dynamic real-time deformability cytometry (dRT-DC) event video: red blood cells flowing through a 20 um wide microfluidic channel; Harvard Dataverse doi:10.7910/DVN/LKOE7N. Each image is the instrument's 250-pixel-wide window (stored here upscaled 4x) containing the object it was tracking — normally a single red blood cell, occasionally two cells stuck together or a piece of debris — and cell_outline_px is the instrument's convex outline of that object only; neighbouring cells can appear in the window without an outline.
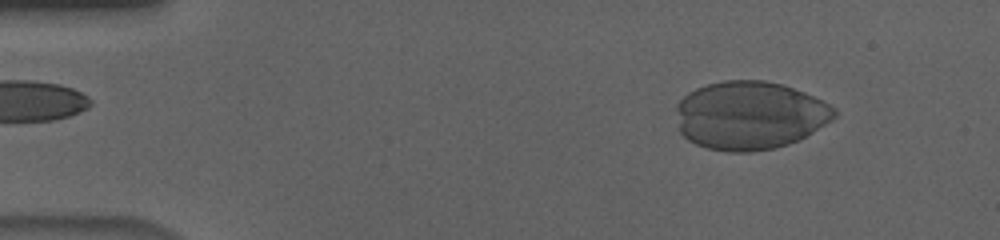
{"species": "human", "species_latin": "Homo sapiens", "temperature_condition": "cold", "stored_images_in_passage": 48, "camera_frame_rate_fps": 3000, "um_per_image_px": 0.085, "donor": {"sex": "male"}, "frame": {"image": 1, "passage_image": 6, "time_ms": 1.667, "image_size_px": [1000, 240], "cell_outline_px": [[836, 116], [832, 120], [812, 132], [788, 144], [776, 148], [752, 152], [728, 152], [708, 148], [696, 144], [688, 140], [680, 132], [676, 108], [676, 104], [688, 92], [696, 88], [708, 84], [724, 80], [764, 80], [784, 84], [804, 92], [836, 108]], "centroid_in_image_um": [63.71, 9.8], "position_along_channel_um": 21.3, "area_um2": 63.0}}